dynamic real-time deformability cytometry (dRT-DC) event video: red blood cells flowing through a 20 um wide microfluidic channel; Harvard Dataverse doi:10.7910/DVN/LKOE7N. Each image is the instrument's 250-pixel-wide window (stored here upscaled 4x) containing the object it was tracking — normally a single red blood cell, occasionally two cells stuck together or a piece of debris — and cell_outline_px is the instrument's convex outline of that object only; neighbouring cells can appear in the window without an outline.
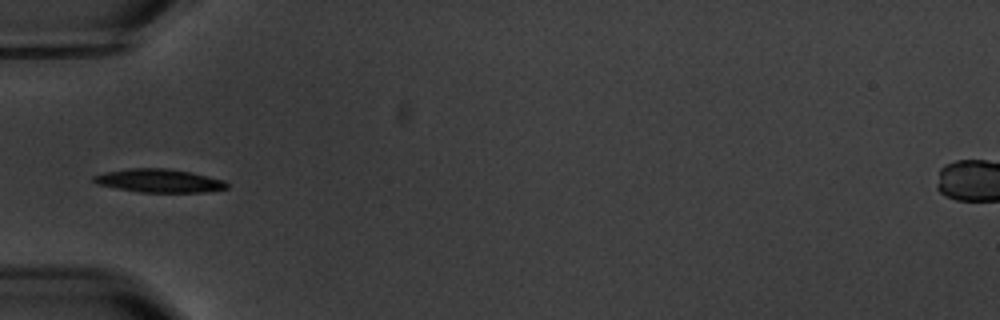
{"species": "common noctule bat (a hibernating species)", "species_latin": "Nyctalus noctula", "temperature_condition": "warm", "stored_images_in_passage": 15, "camera_frame_rate_fps": 3000, "um_per_image_px": 0.085, "animal": {"sex": "male", "body_mass_g": 20.1, "forearm_length_mm": 53.5}, "frame": {"image": 1, "passage_image": 5, "time_ms": 5.667, "image_size_px": [1000, 320], "cell_outline_px": [[228, 188], [204, 192], [140, 192], [96, 184], [92, 180], [92, 176], [108, 172], [132, 168], [168, 168], [192, 172], [224, 180], [228, 184]], "centroid_in_image_um": [13.55, 15.36], "position_along_channel_um": 71.4, "area_um2": 18.03}}
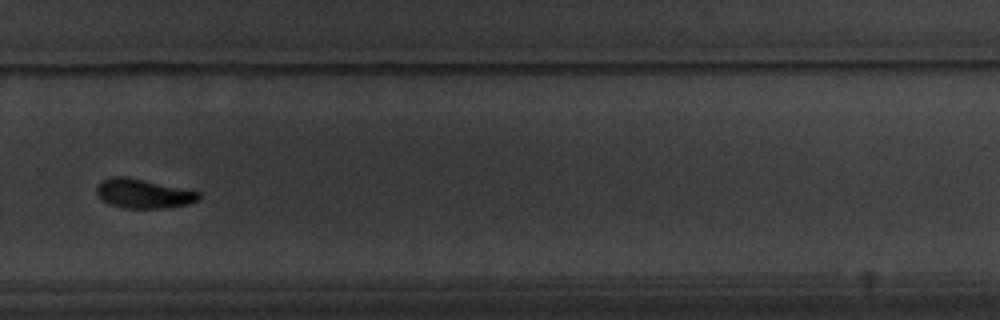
{"frame": {"image": 2, "passage_image": 11, "time_ms": 12.667, "image_size_px": [1000, 320], "cell_outline_px": [[200, 200], [188, 204], [160, 208], [124, 208], [108, 204], [96, 192], [96, 188], [104, 180], [112, 176], [128, 176], [200, 192]], "centroid_in_image_um": [12.2, 16.45], "position_along_channel_um": 317.6, "area_um2": 17.28}}
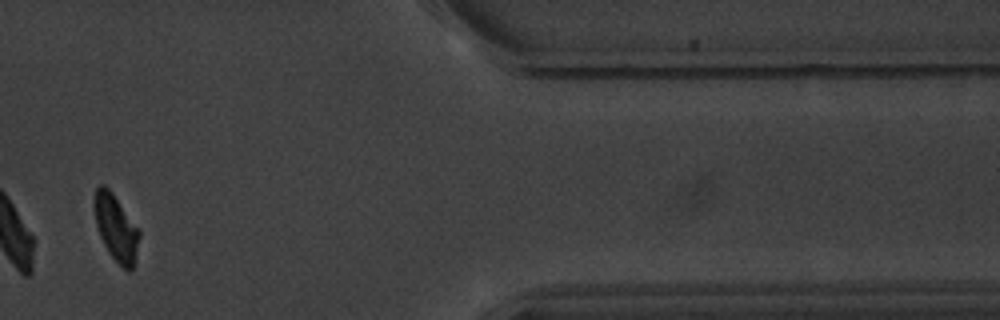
{"frame": {"image": 3, "passage_image": 13, "time_ms": 16.0, "image_size_px": [1000, 320], "cell_outline_px": [[140, 236], [132, 272], [128, 272], [108, 252], [100, 236], [96, 224], [92, 204], [92, 200], [96, 188], [100, 184], [104, 184], [112, 192], [140, 232]], "centroid_in_image_um": [9.82, 19.34], "position_along_channel_um": 401.6, "area_um2": 17.28}, "authors_computed_cell_mechanics": {"area_um2": 18.0336, "velocity_mm_per_s": 3.5172, "shape_relaxation_time_tau1_ms": 1.673, "shape_relaxation_time_tau2_ms": 2.9718, "deformation_change_tau1": 0.0892, "deformation_change_tau2": 0.0778}}